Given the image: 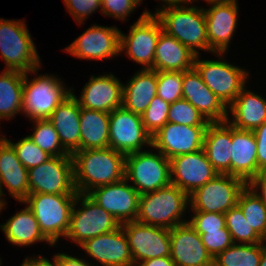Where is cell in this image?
I'll return each mask as SVG.
<instances>
[{
	"label": "cell",
	"instance_id": "cell-8",
	"mask_svg": "<svg viewBox=\"0 0 266 266\" xmlns=\"http://www.w3.org/2000/svg\"><path fill=\"white\" fill-rule=\"evenodd\" d=\"M120 226L112 214L95 203L87 194L78 193L65 238L80 246L85 241L114 231Z\"/></svg>",
	"mask_w": 266,
	"mask_h": 266
},
{
	"label": "cell",
	"instance_id": "cell-24",
	"mask_svg": "<svg viewBox=\"0 0 266 266\" xmlns=\"http://www.w3.org/2000/svg\"><path fill=\"white\" fill-rule=\"evenodd\" d=\"M246 88L227 107L226 121L234 128L254 131L266 121V98Z\"/></svg>",
	"mask_w": 266,
	"mask_h": 266
},
{
	"label": "cell",
	"instance_id": "cell-17",
	"mask_svg": "<svg viewBox=\"0 0 266 266\" xmlns=\"http://www.w3.org/2000/svg\"><path fill=\"white\" fill-rule=\"evenodd\" d=\"M87 195L112 214L120 224L137 218L140 194L125 178L94 188Z\"/></svg>",
	"mask_w": 266,
	"mask_h": 266
},
{
	"label": "cell",
	"instance_id": "cell-4",
	"mask_svg": "<svg viewBox=\"0 0 266 266\" xmlns=\"http://www.w3.org/2000/svg\"><path fill=\"white\" fill-rule=\"evenodd\" d=\"M39 53L24 20L0 18V56L5 70L29 72L42 66Z\"/></svg>",
	"mask_w": 266,
	"mask_h": 266
},
{
	"label": "cell",
	"instance_id": "cell-19",
	"mask_svg": "<svg viewBox=\"0 0 266 266\" xmlns=\"http://www.w3.org/2000/svg\"><path fill=\"white\" fill-rule=\"evenodd\" d=\"M207 126H186L167 122L152 136L153 150L157 149L166 158L188 154L203 149Z\"/></svg>",
	"mask_w": 266,
	"mask_h": 266
},
{
	"label": "cell",
	"instance_id": "cell-9",
	"mask_svg": "<svg viewBox=\"0 0 266 266\" xmlns=\"http://www.w3.org/2000/svg\"><path fill=\"white\" fill-rule=\"evenodd\" d=\"M145 150L127 154L125 158V179L140 195L171 184L169 159L157 149L155 153Z\"/></svg>",
	"mask_w": 266,
	"mask_h": 266
},
{
	"label": "cell",
	"instance_id": "cell-51",
	"mask_svg": "<svg viewBox=\"0 0 266 266\" xmlns=\"http://www.w3.org/2000/svg\"><path fill=\"white\" fill-rule=\"evenodd\" d=\"M142 1H143V0H142ZM161 1L164 2L165 5L162 4L161 6H159L160 8H157V9L155 10V12H154L155 14H156L159 10H161V9H163V8H166V7H171V6L181 5V4H193L191 0H161Z\"/></svg>",
	"mask_w": 266,
	"mask_h": 266
},
{
	"label": "cell",
	"instance_id": "cell-36",
	"mask_svg": "<svg viewBox=\"0 0 266 266\" xmlns=\"http://www.w3.org/2000/svg\"><path fill=\"white\" fill-rule=\"evenodd\" d=\"M34 124L32 132L28 135L33 142L44 150L51 157L55 156H72L60 141L58 132L54 129L53 124L48 119L29 120Z\"/></svg>",
	"mask_w": 266,
	"mask_h": 266
},
{
	"label": "cell",
	"instance_id": "cell-23",
	"mask_svg": "<svg viewBox=\"0 0 266 266\" xmlns=\"http://www.w3.org/2000/svg\"><path fill=\"white\" fill-rule=\"evenodd\" d=\"M182 91V98L190 102L210 123L227 120V107L205 85L195 68L183 72Z\"/></svg>",
	"mask_w": 266,
	"mask_h": 266
},
{
	"label": "cell",
	"instance_id": "cell-1",
	"mask_svg": "<svg viewBox=\"0 0 266 266\" xmlns=\"http://www.w3.org/2000/svg\"><path fill=\"white\" fill-rule=\"evenodd\" d=\"M72 158L77 193L87 194L94 188L125 178L126 155L112 148L77 150Z\"/></svg>",
	"mask_w": 266,
	"mask_h": 266
},
{
	"label": "cell",
	"instance_id": "cell-30",
	"mask_svg": "<svg viewBox=\"0 0 266 266\" xmlns=\"http://www.w3.org/2000/svg\"><path fill=\"white\" fill-rule=\"evenodd\" d=\"M157 95V71L141 69L123 84L122 106L142 115L152 99Z\"/></svg>",
	"mask_w": 266,
	"mask_h": 266
},
{
	"label": "cell",
	"instance_id": "cell-46",
	"mask_svg": "<svg viewBox=\"0 0 266 266\" xmlns=\"http://www.w3.org/2000/svg\"><path fill=\"white\" fill-rule=\"evenodd\" d=\"M253 132L257 144L258 169L261 171L266 169V121Z\"/></svg>",
	"mask_w": 266,
	"mask_h": 266
},
{
	"label": "cell",
	"instance_id": "cell-41",
	"mask_svg": "<svg viewBox=\"0 0 266 266\" xmlns=\"http://www.w3.org/2000/svg\"><path fill=\"white\" fill-rule=\"evenodd\" d=\"M170 104L155 96L141 115L146 131L155 135L167 122Z\"/></svg>",
	"mask_w": 266,
	"mask_h": 266
},
{
	"label": "cell",
	"instance_id": "cell-47",
	"mask_svg": "<svg viewBox=\"0 0 266 266\" xmlns=\"http://www.w3.org/2000/svg\"><path fill=\"white\" fill-rule=\"evenodd\" d=\"M51 260L54 261L56 266H93L92 264L88 263L87 260H84V257L78 258L69 254L63 253H56L53 254Z\"/></svg>",
	"mask_w": 266,
	"mask_h": 266
},
{
	"label": "cell",
	"instance_id": "cell-42",
	"mask_svg": "<svg viewBox=\"0 0 266 266\" xmlns=\"http://www.w3.org/2000/svg\"><path fill=\"white\" fill-rule=\"evenodd\" d=\"M199 235L201 236L205 248L213 259L234 244L227 227L220 230L207 231V233Z\"/></svg>",
	"mask_w": 266,
	"mask_h": 266
},
{
	"label": "cell",
	"instance_id": "cell-14",
	"mask_svg": "<svg viewBox=\"0 0 266 266\" xmlns=\"http://www.w3.org/2000/svg\"><path fill=\"white\" fill-rule=\"evenodd\" d=\"M121 226L128 239L134 266L143 260L170 256V229L136 220Z\"/></svg>",
	"mask_w": 266,
	"mask_h": 266
},
{
	"label": "cell",
	"instance_id": "cell-26",
	"mask_svg": "<svg viewBox=\"0 0 266 266\" xmlns=\"http://www.w3.org/2000/svg\"><path fill=\"white\" fill-rule=\"evenodd\" d=\"M0 134V183L19 202L29 195L28 169L18 159L13 146Z\"/></svg>",
	"mask_w": 266,
	"mask_h": 266
},
{
	"label": "cell",
	"instance_id": "cell-55",
	"mask_svg": "<svg viewBox=\"0 0 266 266\" xmlns=\"http://www.w3.org/2000/svg\"><path fill=\"white\" fill-rule=\"evenodd\" d=\"M2 209H4V208L0 205V212H2Z\"/></svg>",
	"mask_w": 266,
	"mask_h": 266
},
{
	"label": "cell",
	"instance_id": "cell-15",
	"mask_svg": "<svg viewBox=\"0 0 266 266\" xmlns=\"http://www.w3.org/2000/svg\"><path fill=\"white\" fill-rule=\"evenodd\" d=\"M120 32L116 26L93 24L64 51L79 59L105 60L121 54Z\"/></svg>",
	"mask_w": 266,
	"mask_h": 266
},
{
	"label": "cell",
	"instance_id": "cell-38",
	"mask_svg": "<svg viewBox=\"0 0 266 266\" xmlns=\"http://www.w3.org/2000/svg\"><path fill=\"white\" fill-rule=\"evenodd\" d=\"M168 122L186 126H208L210 123L190 102L183 98L170 104Z\"/></svg>",
	"mask_w": 266,
	"mask_h": 266
},
{
	"label": "cell",
	"instance_id": "cell-7",
	"mask_svg": "<svg viewBox=\"0 0 266 266\" xmlns=\"http://www.w3.org/2000/svg\"><path fill=\"white\" fill-rule=\"evenodd\" d=\"M215 54L219 60H201V55H196L194 68L201 75L205 85L228 107L247 85L250 74L245 68L224 60L223 56L226 53Z\"/></svg>",
	"mask_w": 266,
	"mask_h": 266
},
{
	"label": "cell",
	"instance_id": "cell-39",
	"mask_svg": "<svg viewBox=\"0 0 266 266\" xmlns=\"http://www.w3.org/2000/svg\"><path fill=\"white\" fill-rule=\"evenodd\" d=\"M183 72H157V96L169 104L182 99Z\"/></svg>",
	"mask_w": 266,
	"mask_h": 266
},
{
	"label": "cell",
	"instance_id": "cell-28",
	"mask_svg": "<svg viewBox=\"0 0 266 266\" xmlns=\"http://www.w3.org/2000/svg\"><path fill=\"white\" fill-rule=\"evenodd\" d=\"M80 112L78 101L70 93L48 118L58 132L62 146L71 155L80 150Z\"/></svg>",
	"mask_w": 266,
	"mask_h": 266
},
{
	"label": "cell",
	"instance_id": "cell-37",
	"mask_svg": "<svg viewBox=\"0 0 266 266\" xmlns=\"http://www.w3.org/2000/svg\"><path fill=\"white\" fill-rule=\"evenodd\" d=\"M226 227L234 244H256L265 241L250 227L242 210L236 205L225 214Z\"/></svg>",
	"mask_w": 266,
	"mask_h": 266
},
{
	"label": "cell",
	"instance_id": "cell-2",
	"mask_svg": "<svg viewBox=\"0 0 266 266\" xmlns=\"http://www.w3.org/2000/svg\"><path fill=\"white\" fill-rule=\"evenodd\" d=\"M189 206V196L177 186L170 184L140 195L136 221L172 229L176 225L188 222L182 217Z\"/></svg>",
	"mask_w": 266,
	"mask_h": 266
},
{
	"label": "cell",
	"instance_id": "cell-21",
	"mask_svg": "<svg viewBox=\"0 0 266 266\" xmlns=\"http://www.w3.org/2000/svg\"><path fill=\"white\" fill-rule=\"evenodd\" d=\"M80 247L102 266H134L128 239L122 226L93 237Z\"/></svg>",
	"mask_w": 266,
	"mask_h": 266
},
{
	"label": "cell",
	"instance_id": "cell-20",
	"mask_svg": "<svg viewBox=\"0 0 266 266\" xmlns=\"http://www.w3.org/2000/svg\"><path fill=\"white\" fill-rule=\"evenodd\" d=\"M89 79L79 98L75 96L72 92L74 89L71 88V94L81 108L110 113L122 106L123 83L114 74L91 75Z\"/></svg>",
	"mask_w": 266,
	"mask_h": 266
},
{
	"label": "cell",
	"instance_id": "cell-16",
	"mask_svg": "<svg viewBox=\"0 0 266 266\" xmlns=\"http://www.w3.org/2000/svg\"><path fill=\"white\" fill-rule=\"evenodd\" d=\"M209 8H203L206 17L209 52L227 53L237 28V0L208 1Z\"/></svg>",
	"mask_w": 266,
	"mask_h": 266
},
{
	"label": "cell",
	"instance_id": "cell-48",
	"mask_svg": "<svg viewBox=\"0 0 266 266\" xmlns=\"http://www.w3.org/2000/svg\"><path fill=\"white\" fill-rule=\"evenodd\" d=\"M248 185L266 204V169L261 170Z\"/></svg>",
	"mask_w": 266,
	"mask_h": 266
},
{
	"label": "cell",
	"instance_id": "cell-18",
	"mask_svg": "<svg viewBox=\"0 0 266 266\" xmlns=\"http://www.w3.org/2000/svg\"><path fill=\"white\" fill-rule=\"evenodd\" d=\"M169 162L171 184L188 196L218 175L203 149L178 155L169 159Z\"/></svg>",
	"mask_w": 266,
	"mask_h": 266
},
{
	"label": "cell",
	"instance_id": "cell-33",
	"mask_svg": "<svg viewBox=\"0 0 266 266\" xmlns=\"http://www.w3.org/2000/svg\"><path fill=\"white\" fill-rule=\"evenodd\" d=\"M24 72L5 70L0 73V121L13 119L22 112Z\"/></svg>",
	"mask_w": 266,
	"mask_h": 266
},
{
	"label": "cell",
	"instance_id": "cell-13",
	"mask_svg": "<svg viewBox=\"0 0 266 266\" xmlns=\"http://www.w3.org/2000/svg\"><path fill=\"white\" fill-rule=\"evenodd\" d=\"M152 147V136L146 131L141 115L123 106L110 112L109 148L125 155Z\"/></svg>",
	"mask_w": 266,
	"mask_h": 266
},
{
	"label": "cell",
	"instance_id": "cell-27",
	"mask_svg": "<svg viewBox=\"0 0 266 266\" xmlns=\"http://www.w3.org/2000/svg\"><path fill=\"white\" fill-rule=\"evenodd\" d=\"M232 125L227 121L209 123L203 150L218 174L231 175Z\"/></svg>",
	"mask_w": 266,
	"mask_h": 266
},
{
	"label": "cell",
	"instance_id": "cell-11",
	"mask_svg": "<svg viewBox=\"0 0 266 266\" xmlns=\"http://www.w3.org/2000/svg\"><path fill=\"white\" fill-rule=\"evenodd\" d=\"M160 20L149 10H144L139 19L130 26L129 34L120 32V52L143 66L154 70V56L160 32Z\"/></svg>",
	"mask_w": 266,
	"mask_h": 266
},
{
	"label": "cell",
	"instance_id": "cell-32",
	"mask_svg": "<svg viewBox=\"0 0 266 266\" xmlns=\"http://www.w3.org/2000/svg\"><path fill=\"white\" fill-rule=\"evenodd\" d=\"M110 113L81 108L80 150L109 147Z\"/></svg>",
	"mask_w": 266,
	"mask_h": 266
},
{
	"label": "cell",
	"instance_id": "cell-29",
	"mask_svg": "<svg viewBox=\"0 0 266 266\" xmlns=\"http://www.w3.org/2000/svg\"><path fill=\"white\" fill-rule=\"evenodd\" d=\"M196 55L173 36L161 31L154 56V70L188 71L194 68Z\"/></svg>",
	"mask_w": 266,
	"mask_h": 266
},
{
	"label": "cell",
	"instance_id": "cell-52",
	"mask_svg": "<svg viewBox=\"0 0 266 266\" xmlns=\"http://www.w3.org/2000/svg\"><path fill=\"white\" fill-rule=\"evenodd\" d=\"M259 266H266V242L262 243V254Z\"/></svg>",
	"mask_w": 266,
	"mask_h": 266
},
{
	"label": "cell",
	"instance_id": "cell-35",
	"mask_svg": "<svg viewBox=\"0 0 266 266\" xmlns=\"http://www.w3.org/2000/svg\"><path fill=\"white\" fill-rule=\"evenodd\" d=\"M262 243L233 244L213 259V266H259Z\"/></svg>",
	"mask_w": 266,
	"mask_h": 266
},
{
	"label": "cell",
	"instance_id": "cell-45",
	"mask_svg": "<svg viewBox=\"0 0 266 266\" xmlns=\"http://www.w3.org/2000/svg\"><path fill=\"white\" fill-rule=\"evenodd\" d=\"M67 11L72 15L80 26L83 21L89 18L90 14L99 9L101 11V0H63Z\"/></svg>",
	"mask_w": 266,
	"mask_h": 266
},
{
	"label": "cell",
	"instance_id": "cell-5",
	"mask_svg": "<svg viewBox=\"0 0 266 266\" xmlns=\"http://www.w3.org/2000/svg\"><path fill=\"white\" fill-rule=\"evenodd\" d=\"M77 195L29 194L20 203L26 204L33 212L44 236L56 246L60 237H65L70 215Z\"/></svg>",
	"mask_w": 266,
	"mask_h": 266
},
{
	"label": "cell",
	"instance_id": "cell-25",
	"mask_svg": "<svg viewBox=\"0 0 266 266\" xmlns=\"http://www.w3.org/2000/svg\"><path fill=\"white\" fill-rule=\"evenodd\" d=\"M231 153V175L249 184L260 172L254 132L232 126Z\"/></svg>",
	"mask_w": 266,
	"mask_h": 266
},
{
	"label": "cell",
	"instance_id": "cell-6",
	"mask_svg": "<svg viewBox=\"0 0 266 266\" xmlns=\"http://www.w3.org/2000/svg\"><path fill=\"white\" fill-rule=\"evenodd\" d=\"M31 73L37 77L28 80L29 72L24 75L22 114L30 120L48 119L57 106L70 95L71 88H66L59 77L40 73L38 75V69Z\"/></svg>",
	"mask_w": 266,
	"mask_h": 266
},
{
	"label": "cell",
	"instance_id": "cell-44",
	"mask_svg": "<svg viewBox=\"0 0 266 266\" xmlns=\"http://www.w3.org/2000/svg\"><path fill=\"white\" fill-rule=\"evenodd\" d=\"M141 2L142 0H101V13L124 21Z\"/></svg>",
	"mask_w": 266,
	"mask_h": 266
},
{
	"label": "cell",
	"instance_id": "cell-31",
	"mask_svg": "<svg viewBox=\"0 0 266 266\" xmlns=\"http://www.w3.org/2000/svg\"><path fill=\"white\" fill-rule=\"evenodd\" d=\"M8 242L16 246H29L38 242H47L54 246L41 232L32 210L25 206L10 217L5 224H0Z\"/></svg>",
	"mask_w": 266,
	"mask_h": 266
},
{
	"label": "cell",
	"instance_id": "cell-12",
	"mask_svg": "<svg viewBox=\"0 0 266 266\" xmlns=\"http://www.w3.org/2000/svg\"><path fill=\"white\" fill-rule=\"evenodd\" d=\"M29 194L77 195L72 156H55L28 169Z\"/></svg>",
	"mask_w": 266,
	"mask_h": 266
},
{
	"label": "cell",
	"instance_id": "cell-3",
	"mask_svg": "<svg viewBox=\"0 0 266 266\" xmlns=\"http://www.w3.org/2000/svg\"><path fill=\"white\" fill-rule=\"evenodd\" d=\"M181 4L166 7L154 14L161 22L163 31L188 47L195 55L199 50L209 53L206 17L203 7Z\"/></svg>",
	"mask_w": 266,
	"mask_h": 266
},
{
	"label": "cell",
	"instance_id": "cell-40",
	"mask_svg": "<svg viewBox=\"0 0 266 266\" xmlns=\"http://www.w3.org/2000/svg\"><path fill=\"white\" fill-rule=\"evenodd\" d=\"M3 137L13 146L18 159L26 169L39 166L51 158V156L37 146L28 135L21 138L16 143L8 140L5 136Z\"/></svg>",
	"mask_w": 266,
	"mask_h": 266
},
{
	"label": "cell",
	"instance_id": "cell-54",
	"mask_svg": "<svg viewBox=\"0 0 266 266\" xmlns=\"http://www.w3.org/2000/svg\"><path fill=\"white\" fill-rule=\"evenodd\" d=\"M193 3H195L196 2V0H191ZM206 2H208V1H219V0H205Z\"/></svg>",
	"mask_w": 266,
	"mask_h": 266
},
{
	"label": "cell",
	"instance_id": "cell-53",
	"mask_svg": "<svg viewBox=\"0 0 266 266\" xmlns=\"http://www.w3.org/2000/svg\"><path fill=\"white\" fill-rule=\"evenodd\" d=\"M3 196H5V193H4V189H2L1 187V183H0V205L5 208L6 207V204H7V200L5 198H2Z\"/></svg>",
	"mask_w": 266,
	"mask_h": 266
},
{
	"label": "cell",
	"instance_id": "cell-22",
	"mask_svg": "<svg viewBox=\"0 0 266 266\" xmlns=\"http://www.w3.org/2000/svg\"><path fill=\"white\" fill-rule=\"evenodd\" d=\"M170 258L175 266H213L201 236L185 222L170 229Z\"/></svg>",
	"mask_w": 266,
	"mask_h": 266
},
{
	"label": "cell",
	"instance_id": "cell-10",
	"mask_svg": "<svg viewBox=\"0 0 266 266\" xmlns=\"http://www.w3.org/2000/svg\"><path fill=\"white\" fill-rule=\"evenodd\" d=\"M247 185L236 176L218 174L189 196L191 211L225 214L237 205Z\"/></svg>",
	"mask_w": 266,
	"mask_h": 266
},
{
	"label": "cell",
	"instance_id": "cell-49",
	"mask_svg": "<svg viewBox=\"0 0 266 266\" xmlns=\"http://www.w3.org/2000/svg\"><path fill=\"white\" fill-rule=\"evenodd\" d=\"M136 266H175L170 256L152 258L139 262Z\"/></svg>",
	"mask_w": 266,
	"mask_h": 266
},
{
	"label": "cell",
	"instance_id": "cell-34",
	"mask_svg": "<svg viewBox=\"0 0 266 266\" xmlns=\"http://www.w3.org/2000/svg\"><path fill=\"white\" fill-rule=\"evenodd\" d=\"M237 206L250 227L266 242V204L249 185L240 193Z\"/></svg>",
	"mask_w": 266,
	"mask_h": 266
},
{
	"label": "cell",
	"instance_id": "cell-43",
	"mask_svg": "<svg viewBox=\"0 0 266 266\" xmlns=\"http://www.w3.org/2000/svg\"><path fill=\"white\" fill-rule=\"evenodd\" d=\"M194 215L188 223L198 234H205L207 231L220 230L226 227L225 215L212 212H192Z\"/></svg>",
	"mask_w": 266,
	"mask_h": 266
},
{
	"label": "cell",
	"instance_id": "cell-50",
	"mask_svg": "<svg viewBox=\"0 0 266 266\" xmlns=\"http://www.w3.org/2000/svg\"><path fill=\"white\" fill-rule=\"evenodd\" d=\"M38 257H26L21 263L20 266H56L54 261L51 262L47 258L43 257L42 255H37Z\"/></svg>",
	"mask_w": 266,
	"mask_h": 266
}]
</instances>
